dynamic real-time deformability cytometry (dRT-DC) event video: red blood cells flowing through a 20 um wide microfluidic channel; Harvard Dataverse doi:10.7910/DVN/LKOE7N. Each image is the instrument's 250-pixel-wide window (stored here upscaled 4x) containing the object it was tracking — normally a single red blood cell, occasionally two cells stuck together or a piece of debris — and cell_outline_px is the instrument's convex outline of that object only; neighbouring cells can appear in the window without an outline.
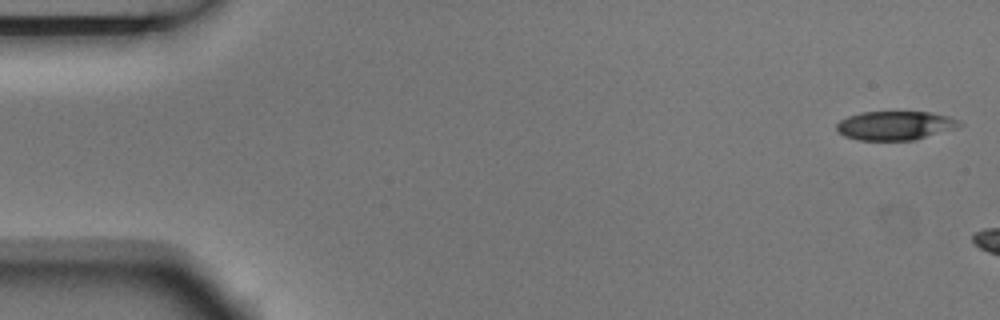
{"species": "Egyptian fruit bat (a non-hibernating species)", "species_latin": "Rousettus aegyptiacus", "temperature_condition": "room temperature", "stored_images_in_passage": 3, "camera_frame_rate_fps": 3000, "um_per_image_px": 0.085, "animal": {"sex": "male"}, "frame": {"image": 1, "passage_image": 1, "time_ms": 0.0, "image_size_px": [1000, 320], "cell_outline_px": [[964, 124], [960, 128], [916, 140], [860, 140], [844, 136], [836, 132], [836, 124], [840, 120], [848, 116], [860, 112], [932, 112], [948, 116], [960, 120]], "centroid_in_image_um": [76.14, 10.67], "position_along_channel_um": 8.9, "area_um2": 21.15}}